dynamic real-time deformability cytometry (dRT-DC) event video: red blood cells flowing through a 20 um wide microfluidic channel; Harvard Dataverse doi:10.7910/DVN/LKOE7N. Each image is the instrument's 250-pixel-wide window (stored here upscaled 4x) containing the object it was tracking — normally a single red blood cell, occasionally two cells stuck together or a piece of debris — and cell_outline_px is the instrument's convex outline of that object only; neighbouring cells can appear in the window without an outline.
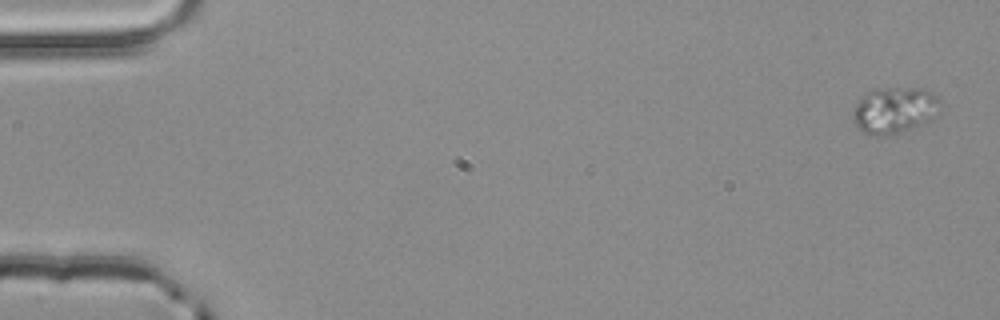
{"species": "common noctule bat (a hibernating species)", "species_latin": "Nyctalus noctula", "temperature_condition": "room temperature", "stored_images_in_passage": 4, "camera_frame_rate_fps": 3000, "um_per_image_px": 0.085, "animal": {"sex": "male", "body_mass_g": 20.4}, "frame": {"image": 1, "passage_image": 1, "time_ms": 0.0, "image_size_px": [1000, 320], "cell_outline_px": [[940, 112], [936, 116], [928, 120], [888, 136], [876, 136], [864, 132], [852, 120], [852, 116], [856, 104], [868, 92], [876, 88], [924, 88], [940, 96]], "centroid_in_image_um": [76.06, 9.34], "position_along_channel_um": 8.9, "area_um2": 23.41}}
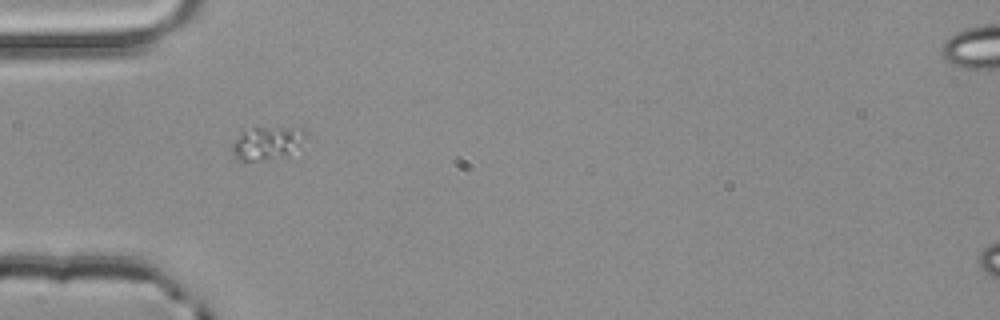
{"frame": {"image": 2, "passage_image": 4, "time_ms": 1.0, "image_size_px": [1000, 320], "cell_outline_px": [[316, 140], [296, 152], [268, 160], [236, 160], [232, 152], [232, 144], [240, 132], [252, 128], [304, 128]], "centroid_in_image_um": [22.92, 12.16], "position_along_channel_um": 62.1, "area_um2": 15.2}}